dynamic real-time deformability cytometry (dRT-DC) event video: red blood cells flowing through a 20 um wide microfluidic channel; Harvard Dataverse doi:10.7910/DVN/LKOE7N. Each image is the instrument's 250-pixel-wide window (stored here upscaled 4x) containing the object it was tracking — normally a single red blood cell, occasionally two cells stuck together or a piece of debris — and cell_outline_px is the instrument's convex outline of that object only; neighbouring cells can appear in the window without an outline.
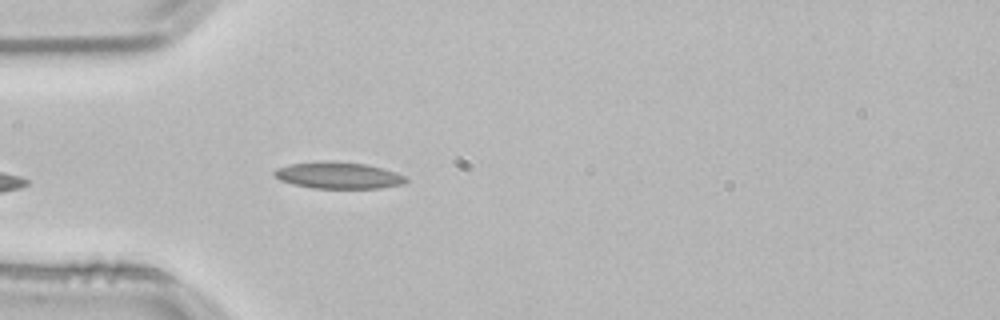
{"species": "common noctule bat (a hibernating species)", "species_latin": "Nyctalus noctula", "temperature_condition": "room temperature", "stored_images_in_passage": 37, "camera_frame_rate_fps": 3000, "um_per_image_px": 0.085, "animal": {"sex": "male", "body_mass_g": 21.5, "forearm_length_mm": 52.0}, "frame": {"image": 1, "passage_image": 1, "time_ms": 0.0, "image_size_px": [1000, 320], "cell_outline_px": [[408, 180], [404, 184], [380, 188], [312, 188], [292, 184], [280, 180], [272, 172], [276, 168], [288, 164], [328, 160], [332, 160], [368, 164], [396, 172], [408, 176]], "centroid_in_image_um": [28.78, 14.89], "position_along_channel_um": 56.2, "area_um2": 20.75}}